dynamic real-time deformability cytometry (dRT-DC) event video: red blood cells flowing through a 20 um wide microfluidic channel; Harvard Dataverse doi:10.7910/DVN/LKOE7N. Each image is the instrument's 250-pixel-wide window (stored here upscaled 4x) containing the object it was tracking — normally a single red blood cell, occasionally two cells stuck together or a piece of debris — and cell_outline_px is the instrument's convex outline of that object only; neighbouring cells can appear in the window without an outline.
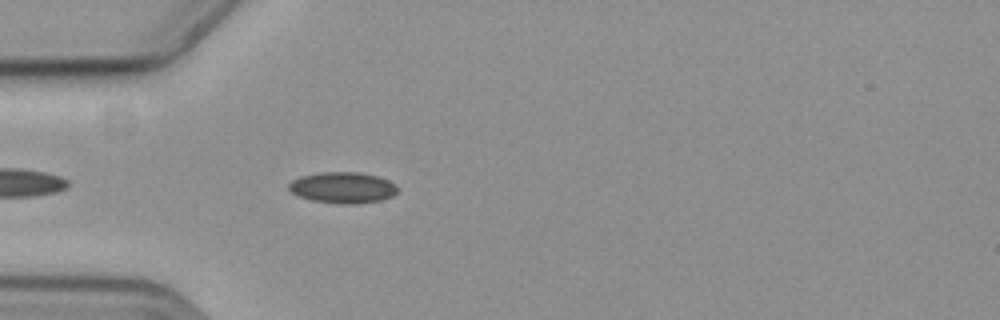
{"species": "common noctule bat (a hibernating species)", "species_latin": "Nyctalus noctula", "temperature_condition": "cold", "stored_images_in_passage": 23, "camera_frame_rate_fps": 3000, "um_per_image_px": 0.085, "animal": {"sex": "female", "body_mass_g": 19.3, "forearm_length_mm": 54.1}, "frame": {"image": 1, "passage_image": 4, "time_ms": 1.0, "image_size_px": [1000, 320], "cell_outline_px": [[396, 192], [392, 196], [380, 200], [356, 204], [340, 204], [312, 200], [300, 196], [292, 192], [288, 188], [288, 184], [292, 180], [300, 176], [320, 172], [360, 172], [376, 176], [388, 180], [396, 184]], "centroid_in_image_um": [29.12, 15.94], "position_along_channel_um": 55.9, "area_um2": 19.65}}